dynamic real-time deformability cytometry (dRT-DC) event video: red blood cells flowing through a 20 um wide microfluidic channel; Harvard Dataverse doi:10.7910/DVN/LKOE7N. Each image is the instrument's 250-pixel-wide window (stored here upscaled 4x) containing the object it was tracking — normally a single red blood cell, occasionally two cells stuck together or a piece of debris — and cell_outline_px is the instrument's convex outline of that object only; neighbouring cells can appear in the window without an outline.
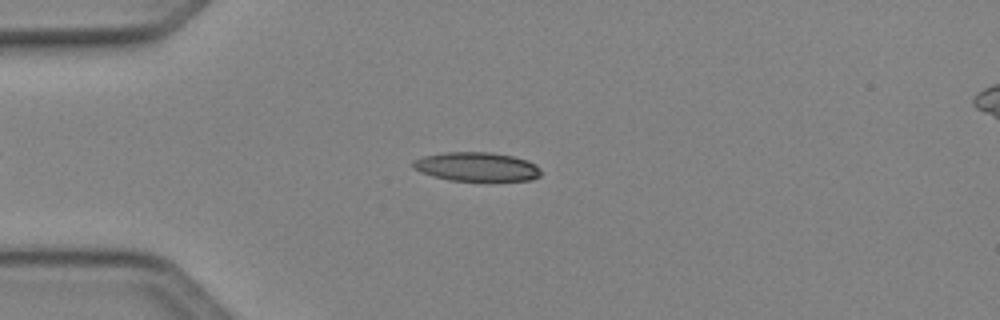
{"species": "Egyptian fruit bat (a non-hibernating species)", "species_latin": "Rousettus aegyptiacus", "temperature_condition": "cold", "stored_images_in_passage": 37, "camera_frame_rate_fps": 3000, "um_per_image_px": 0.085, "animal": {"sex": "female"}, "frame": {"image": 1, "passage_image": 1, "time_ms": 0.0, "image_size_px": [1000, 320], "cell_outline_px": [[540, 176], [532, 180], [448, 180], [432, 176], [420, 172], [412, 168], [412, 164], [416, 160], [424, 156], [444, 152], [492, 152], [512, 156], [528, 160], [536, 164], [540, 168]], "centroid_in_image_um": [40.52, 14.17], "position_along_channel_um": 44.5, "area_um2": 21.56}}
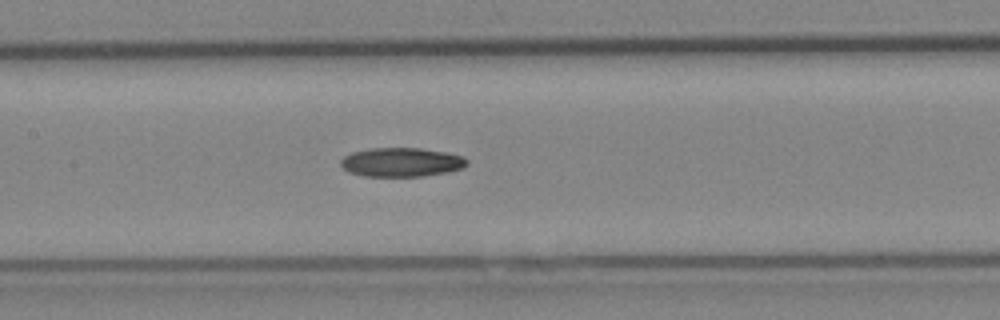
{"frame": {"image": 2, "passage_image": 12, "time_ms": 3.667, "image_size_px": [1000, 320], "cell_outline_px": [[468, 164], [464, 168], [448, 172], [420, 176], [364, 176], [348, 172], [340, 164], [340, 160], [344, 156], [352, 152], [372, 148], [420, 148], [448, 152], [464, 156], [468, 160]], "centroid_in_image_um": [34.15, 13.78], "position_along_channel_um": 173.2, "area_um2": 21.5}}
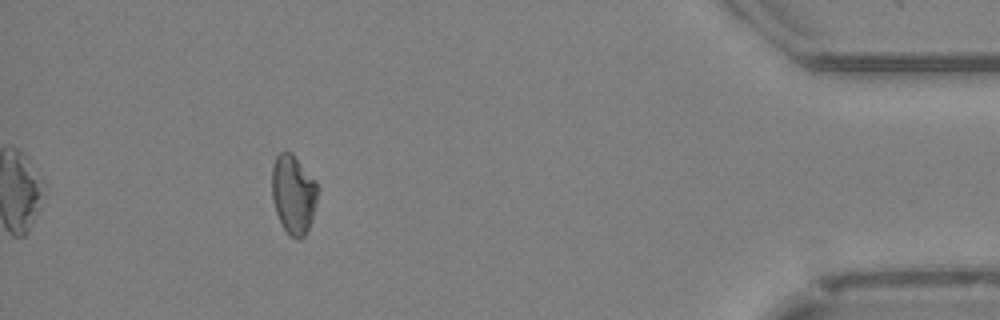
{"frame": {"image": 3, "passage_image": 33, "time_ms": 10.667, "image_size_px": [1000, 320], "cell_outline_px": [[320, 188], [316, 204], [308, 228], [304, 236], [300, 240], [288, 236], [280, 224], [272, 200], [272, 164], [276, 156], [284, 148], [292, 152], [316, 180]], "centroid_in_image_um": [24.93, 16.48], "position_along_channel_um": 410.3, "area_um2": 21.73}}